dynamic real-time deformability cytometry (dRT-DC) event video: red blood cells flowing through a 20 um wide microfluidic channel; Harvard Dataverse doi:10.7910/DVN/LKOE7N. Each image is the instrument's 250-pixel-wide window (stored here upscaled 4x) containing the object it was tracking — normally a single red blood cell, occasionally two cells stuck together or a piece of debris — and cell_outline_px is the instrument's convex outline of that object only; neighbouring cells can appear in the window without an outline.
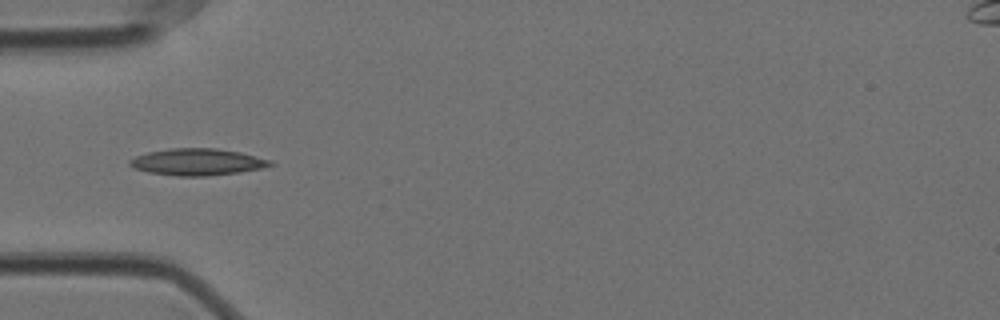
{"species": "Egyptian fruit bat (a non-hibernating species)", "species_latin": "Rousettus aegyptiacus", "temperature_condition": "cold", "stored_images_in_passage": 40, "camera_frame_rate_fps": 3000, "um_per_image_px": 0.085, "animal": {"sex": "female"}, "frame": {"image": 1, "passage_image": 1, "time_ms": 0.0, "image_size_px": [1000, 320], "cell_outline_px": [[276, 164], [260, 168], [240, 172], [208, 176], [176, 176], [148, 172], [132, 168], [128, 164], [128, 160], [136, 156], [148, 152], [168, 148], [216, 148], [240, 152], [272, 160]], "centroid_in_image_um": [16.75, 13.76], "position_along_channel_um": 68.2, "area_um2": 22.08}}
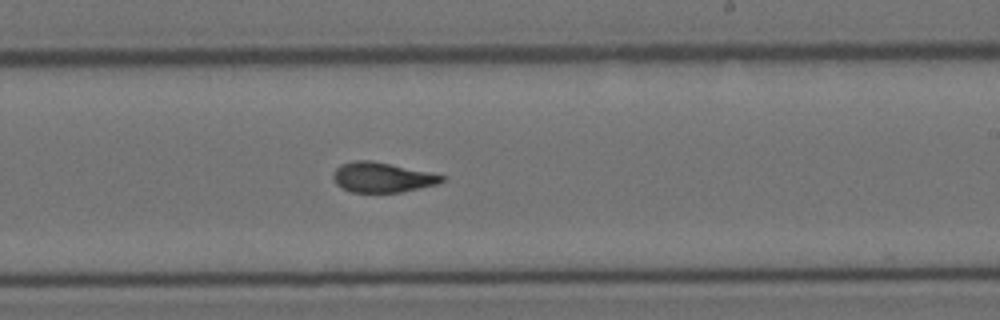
{"frame": {"image": 2, "passage_image": 17, "time_ms": 5.333, "image_size_px": [1000, 320], "cell_outline_px": [[444, 180], [436, 184], [400, 192], [352, 192], [336, 184], [332, 176], [336, 168], [340, 164], [356, 160], [372, 160], [428, 172], [444, 176]], "centroid_in_image_um": [32.43, 15.06], "position_along_channel_um": 256.6, "area_um2": 18.67}}
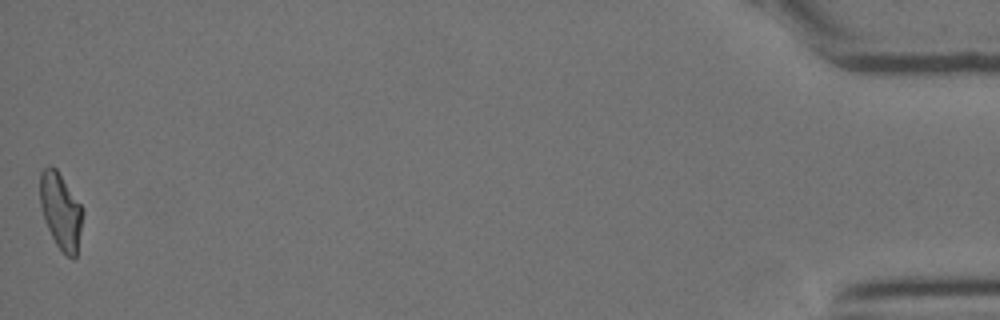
{"frame": {"image": 3, "passage_image": 40, "time_ms": 13.0, "image_size_px": [1000, 320], "cell_outline_px": [[84, 212], [76, 256], [72, 260], [56, 244], [44, 220], [40, 204], [40, 172], [48, 164], [52, 164], [56, 168], [80, 204]], "centroid_in_image_um": [5.15, 17.9], "position_along_channel_um": 430.0, "area_um2": 18.84}, "authors_computed_cell_mechanics": {"area_um2": 19.1318, "velocity_mm_per_s": 3.5235, "shape_relaxation_time_tau1_ms": 6.4388, "shape_relaxation_time_tau2_ms": 1.7008, "deformation_change_tau1": 0.1928, "deformation_change_tau2": 0.0738}}